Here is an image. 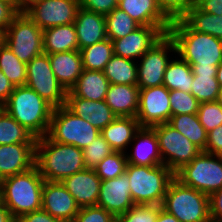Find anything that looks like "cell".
<instances>
[{
	"instance_id": "52a82bcc",
	"label": "cell",
	"mask_w": 222,
	"mask_h": 222,
	"mask_svg": "<svg viewBox=\"0 0 222 222\" xmlns=\"http://www.w3.org/2000/svg\"><path fill=\"white\" fill-rule=\"evenodd\" d=\"M183 185L210 196L222 189V157L201 151L175 173Z\"/></svg>"
},
{
	"instance_id": "cb8c5ba5",
	"label": "cell",
	"mask_w": 222,
	"mask_h": 222,
	"mask_svg": "<svg viewBox=\"0 0 222 222\" xmlns=\"http://www.w3.org/2000/svg\"><path fill=\"white\" fill-rule=\"evenodd\" d=\"M137 85L110 84L105 102L117 117H135L139 107Z\"/></svg>"
},
{
	"instance_id": "5bb4252c",
	"label": "cell",
	"mask_w": 222,
	"mask_h": 222,
	"mask_svg": "<svg viewBox=\"0 0 222 222\" xmlns=\"http://www.w3.org/2000/svg\"><path fill=\"white\" fill-rule=\"evenodd\" d=\"M169 93L164 85L140 89L136 119L141 127L168 123L171 118Z\"/></svg>"
},
{
	"instance_id": "6f0895ef",
	"label": "cell",
	"mask_w": 222,
	"mask_h": 222,
	"mask_svg": "<svg viewBox=\"0 0 222 222\" xmlns=\"http://www.w3.org/2000/svg\"><path fill=\"white\" fill-rule=\"evenodd\" d=\"M5 33L6 31L0 27V47L5 44Z\"/></svg>"
},
{
	"instance_id": "94428289",
	"label": "cell",
	"mask_w": 222,
	"mask_h": 222,
	"mask_svg": "<svg viewBox=\"0 0 222 222\" xmlns=\"http://www.w3.org/2000/svg\"><path fill=\"white\" fill-rule=\"evenodd\" d=\"M3 181H4V179H3V177L0 175V186L3 185Z\"/></svg>"
},
{
	"instance_id": "4fadbf2b",
	"label": "cell",
	"mask_w": 222,
	"mask_h": 222,
	"mask_svg": "<svg viewBox=\"0 0 222 222\" xmlns=\"http://www.w3.org/2000/svg\"><path fill=\"white\" fill-rule=\"evenodd\" d=\"M79 8V0H40L25 13L41 30H44L74 23Z\"/></svg>"
},
{
	"instance_id": "ba28073f",
	"label": "cell",
	"mask_w": 222,
	"mask_h": 222,
	"mask_svg": "<svg viewBox=\"0 0 222 222\" xmlns=\"http://www.w3.org/2000/svg\"><path fill=\"white\" fill-rule=\"evenodd\" d=\"M100 135L90 121L72 113L65 105L54 108L47 136L55 142L84 149Z\"/></svg>"
},
{
	"instance_id": "ac0fdd59",
	"label": "cell",
	"mask_w": 222,
	"mask_h": 222,
	"mask_svg": "<svg viewBox=\"0 0 222 222\" xmlns=\"http://www.w3.org/2000/svg\"><path fill=\"white\" fill-rule=\"evenodd\" d=\"M35 146L36 143L0 145V175L3 179L35 166Z\"/></svg>"
},
{
	"instance_id": "f5cc1de1",
	"label": "cell",
	"mask_w": 222,
	"mask_h": 222,
	"mask_svg": "<svg viewBox=\"0 0 222 222\" xmlns=\"http://www.w3.org/2000/svg\"><path fill=\"white\" fill-rule=\"evenodd\" d=\"M156 222H180V221L174 215L164 210L162 206H159V212Z\"/></svg>"
},
{
	"instance_id": "484cf974",
	"label": "cell",
	"mask_w": 222,
	"mask_h": 222,
	"mask_svg": "<svg viewBox=\"0 0 222 222\" xmlns=\"http://www.w3.org/2000/svg\"><path fill=\"white\" fill-rule=\"evenodd\" d=\"M140 127L139 121L135 117H116L100 131V134L114 151L126 153Z\"/></svg>"
},
{
	"instance_id": "8fae6325",
	"label": "cell",
	"mask_w": 222,
	"mask_h": 222,
	"mask_svg": "<svg viewBox=\"0 0 222 222\" xmlns=\"http://www.w3.org/2000/svg\"><path fill=\"white\" fill-rule=\"evenodd\" d=\"M26 86L33 89L54 108L62 107L66 103L67 91L55 77L46 53L35 56L27 63Z\"/></svg>"
},
{
	"instance_id": "9c48e42d",
	"label": "cell",
	"mask_w": 222,
	"mask_h": 222,
	"mask_svg": "<svg viewBox=\"0 0 222 222\" xmlns=\"http://www.w3.org/2000/svg\"><path fill=\"white\" fill-rule=\"evenodd\" d=\"M5 44L27 64L43 53V30L25 12H20L6 29Z\"/></svg>"
},
{
	"instance_id": "6125c7cd",
	"label": "cell",
	"mask_w": 222,
	"mask_h": 222,
	"mask_svg": "<svg viewBox=\"0 0 222 222\" xmlns=\"http://www.w3.org/2000/svg\"><path fill=\"white\" fill-rule=\"evenodd\" d=\"M112 222H119L116 218Z\"/></svg>"
},
{
	"instance_id": "2e32d148",
	"label": "cell",
	"mask_w": 222,
	"mask_h": 222,
	"mask_svg": "<svg viewBox=\"0 0 222 222\" xmlns=\"http://www.w3.org/2000/svg\"><path fill=\"white\" fill-rule=\"evenodd\" d=\"M42 209L62 222H73L80 207L61 182H44Z\"/></svg>"
},
{
	"instance_id": "8d00e7d4",
	"label": "cell",
	"mask_w": 222,
	"mask_h": 222,
	"mask_svg": "<svg viewBox=\"0 0 222 222\" xmlns=\"http://www.w3.org/2000/svg\"><path fill=\"white\" fill-rule=\"evenodd\" d=\"M105 21L107 38L111 41L123 38L140 27L136 21L118 7L105 15Z\"/></svg>"
},
{
	"instance_id": "91938a15",
	"label": "cell",
	"mask_w": 222,
	"mask_h": 222,
	"mask_svg": "<svg viewBox=\"0 0 222 222\" xmlns=\"http://www.w3.org/2000/svg\"><path fill=\"white\" fill-rule=\"evenodd\" d=\"M2 202V186H0V203Z\"/></svg>"
},
{
	"instance_id": "681fc988",
	"label": "cell",
	"mask_w": 222,
	"mask_h": 222,
	"mask_svg": "<svg viewBox=\"0 0 222 222\" xmlns=\"http://www.w3.org/2000/svg\"><path fill=\"white\" fill-rule=\"evenodd\" d=\"M16 222H62L57 218L51 216L43 209L26 213L22 215Z\"/></svg>"
},
{
	"instance_id": "4dcf8cb0",
	"label": "cell",
	"mask_w": 222,
	"mask_h": 222,
	"mask_svg": "<svg viewBox=\"0 0 222 222\" xmlns=\"http://www.w3.org/2000/svg\"><path fill=\"white\" fill-rule=\"evenodd\" d=\"M104 74L110 84L137 85V61L114 54L106 64Z\"/></svg>"
},
{
	"instance_id": "816d5d0a",
	"label": "cell",
	"mask_w": 222,
	"mask_h": 222,
	"mask_svg": "<svg viewBox=\"0 0 222 222\" xmlns=\"http://www.w3.org/2000/svg\"><path fill=\"white\" fill-rule=\"evenodd\" d=\"M14 90V86L0 70V104L3 106Z\"/></svg>"
},
{
	"instance_id": "7c38bea8",
	"label": "cell",
	"mask_w": 222,
	"mask_h": 222,
	"mask_svg": "<svg viewBox=\"0 0 222 222\" xmlns=\"http://www.w3.org/2000/svg\"><path fill=\"white\" fill-rule=\"evenodd\" d=\"M175 54V43L166 33L137 61V86L145 89L163 85L166 66Z\"/></svg>"
},
{
	"instance_id": "f907efd6",
	"label": "cell",
	"mask_w": 222,
	"mask_h": 222,
	"mask_svg": "<svg viewBox=\"0 0 222 222\" xmlns=\"http://www.w3.org/2000/svg\"><path fill=\"white\" fill-rule=\"evenodd\" d=\"M195 5L206 13L222 15V0H195Z\"/></svg>"
},
{
	"instance_id": "6da1fadb",
	"label": "cell",
	"mask_w": 222,
	"mask_h": 222,
	"mask_svg": "<svg viewBox=\"0 0 222 222\" xmlns=\"http://www.w3.org/2000/svg\"><path fill=\"white\" fill-rule=\"evenodd\" d=\"M173 39L176 55L193 71L216 70L222 63V40L193 31L181 18L172 20L167 32Z\"/></svg>"
},
{
	"instance_id": "836d02e7",
	"label": "cell",
	"mask_w": 222,
	"mask_h": 222,
	"mask_svg": "<svg viewBox=\"0 0 222 222\" xmlns=\"http://www.w3.org/2000/svg\"><path fill=\"white\" fill-rule=\"evenodd\" d=\"M80 53L83 69L104 71L106 64L114 55L113 43L107 38L96 44L80 49Z\"/></svg>"
},
{
	"instance_id": "7dc6e473",
	"label": "cell",
	"mask_w": 222,
	"mask_h": 222,
	"mask_svg": "<svg viewBox=\"0 0 222 222\" xmlns=\"http://www.w3.org/2000/svg\"><path fill=\"white\" fill-rule=\"evenodd\" d=\"M205 152L222 157V124L207 133Z\"/></svg>"
},
{
	"instance_id": "44dd1931",
	"label": "cell",
	"mask_w": 222,
	"mask_h": 222,
	"mask_svg": "<svg viewBox=\"0 0 222 222\" xmlns=\"http://www.w3.org/2000/svg\"><path fill=\"white\" fill-rule=\"evenodd\" d=\"M65 106L75 115L90 121V123L100 131L117 117L105 100L92 101L79 98L70 90L67 91L66 94Z\"/></svg>"
},
{
	"instance_id": "9a60e30c",
	"label": "cell",
	"mask_w": 222,
	"mask_h": 222,
	"mask_svg": "<svg viewBox=\"0 0 222 222\" xmlns=\"http://www.w3.org/2000/svg\"><path fill=\"white\" fill-rule=\"evenodd\" d=\"M169 28L170 26H140L127 36L112 41L114 54L138 61Z\"/></svg>"
},
{
	"instance_id": "f35d334b",
	"label": "cell",
	"mask_w": 222,
	"mask_h": 222,
	"mask_svg": "<svg viewBox=\"0 0 222 222\" xmlns=\"http://www.w3.org/2000/svg\"><path fill=\"white\" fill-rule=\"evenodd\" d=\"M112 152H114V150L100 134L90 145L83 149V159L86 169H95L97 164Z\"/></svg>"
},
{
	"instance_id": "f546056e",
	"label": "cell",
	"mask_w": 222,
	"mask_h": 222,
	"mask_svg": "<svg viewBox=\"0 0 222 222\" xmlns=\"http://www.w3.org/2000/svg\"><path fill=\"white\" fill-rule=\"evenodd\" d=\"M180 18L193 31L206 33L222 40V15L206 13L194 4Z\"/></svg>"
},
{
	"instance_id": "1f68e13d",
	"label": "cell",
	"mask_w": 222,
	"mask_h": 222,
	"mask_svg": "<svg viewBox=\"0 0 222 222\" xmlns=\"http://www.w3.org/2000/svg\"><path fill=\"white\" fill-rule=\"evenodd\" d=\"M168 124L187 137L201 151H205L207 132L200 123L197 114H180L171 116Z\"/></svg>"
},
{
	"instance_id": "4316f807",
	"label": "cell",
	"mask_w": 222,
	"mask_h": 222,
	"mask_svg": "<svg viewBox=\"0 0 222 222\" xmlns=\"http://www.w3.org/2000/svg\"><path fill=\"white\" fill-rule=\"evenodd\" d=\"M109 86L110 82L105 77L104 71L83 69L70 91L79 98L102 101L105 100Z\"/></svg>"
},
{
	"instance_id": "d6986e66",
	"label": "cell",
	"mask_w": 222,
	"mask_h": 222,
	"mask_svg": "<svg viewBox=\"0 0 222 222\" xmlns=\"http://www.w3.org/2000/svg\"><path fill=\"white\" fill-rule=\"evenodd\" d=\"M134 147L126 152L127 163L139 166L162 165L156 132L152 127H140L132 140Z\"/></svg>"
},
{
	"instance_id": "ffe728a7",
	"label": "cell",
	"mask_w": 222,
	"mask_h": 222,
	"mask_svg": "<svg viewBox=\"0 0 222 222\" xmlns=\"http://www.w3.org/2000/svg\"><path fill=\"white\" fill-rule=\"evenodd\" d=\"M61 183L80 208L97 205L102 181L94 169H84L65 178Z\"/></svg>"
},
{
	"instance_id": "ab89813d",
	"label": "cell",
	"mask_w": 222,
	"mask_h": 222,
	"mask_svg": "<svg viewBox=\"0 0 222 222\" xmlns=\"http://www.w3.org/2000/svg\"><path fill=\"white\" fill-rule=\"evenodd\" d=\"M171 116L180 114H197L200 102L191 93L172 90L169 93Z\"/></svg>"
},
{
	"instance_id": "f6af8a7d",
	"label": "cell",
	"mask_w": 222,
	"mask_h": 222,
	"mask_svg": "<svg viewBox=\"0 0 222 222\" xmlns=\"http://www.w3.org/2000/svg\"><path fill=\"white\" fill-rule=\"evenodd\" d=\"M79 3L80 7L104 16L118 7L116 0H79Z\"/></svg>"
},
{
	"instance_id": "7bdbcfd3",
	"label": "cell",
	"mask_w": 222,
	"mask_h": 222,
	"mask_svg": "<svg viewBox=\"0 0 222 222\" xmlns=\"http://www.w3.org/2000/svg\"><path fill=\"white\" fill-rule=\"evenodd\" d=\"M116 217L100 206L81 207L73 222H112Z\"/></svg>"
},
{
	"instance_id": "3957f363",
	"label": "cell",
	"mask_w": 222,
	"mask_h": 222,
	"mask_svg": "<svg viewBox=\"0 0 222 222\" xmlns=\"http://www.w3.org/2000/svg\"><path fill=\"white\" fill-rule=\"evenodd\" d=\"M3 108L36 138L48 134L54 107L28 86L14 87Z\"/></svg>"
},
{
	"instance_id": "680465c9",
	"label": "cell",
	"mask_w": 222,
	"mask_h": 222,
	"mask_svg": "<svg viewBox=\"0 0 222 222\" xmlns=\"http://www.w3.org/2000/svg\"><path fill=\"white\" fill-rule=\"evenodd\" d=\"M221 106H222V87L219 88L217 100H216Z\"/></svg>"
},
{
	"instance_id": "60d3db41",
	"label": "cell",
	"mask_w": 222,
	"mask_h": 222,
	"mask_svg": "<svg viewBox=\"0 0 222 222\" xmlns=\"http://www.w3.org/2000/svg\"><path fill=\"white\" fill-rule=\"evenodd\" d=\"M197 115L207 133L222 124V106L217 101L200 103Z\"/></svg>"
},
{
	"instance_id": "74e56055",
	"label": "cell",
	"mask_w": 222,
	"mask_h": 222,
	"mask_svg": "<svg viewBox=\"0 0 222 222\" xmlns=\"http://www.w3.org/2000/svg\"><path fill=\"white\" fill-rule=\"evenodd\" d=\"M126 166V153L114 151L98 163L94 171L97 173L101 181H104L124 175Z\"/></svg>"
},
{
	"instance_id": "db71d44e",
	"label": "cell",
	"mask_w": 222,
	"mask_h": 222,
	"mask_svg": "<svg viewBox=\"0 0 222 222\" xmlns=\"http://www.w3.org/2000/svg\"><path fill=\"white\" fill-rule=\"evenodd\" d=\"M0 222H16L3 202L0 203Z\"/></svg>"
},
{
	"instance_id": "7402d4cb",
	"label": "cell",
	"mask_w": 222,
	"mask_h": 222,
	"mask_svg": "<svg viewBox=\"0 0 222 222\" xmlns=\"http://www.w3.org/2000/svg\"><path fill=\"white\" fill-rule=\"evenodd\" d=\"M78 50L107 39L105 16L82 7L74 21Z\"/></svg>"
},
{
	"instance_id": "30bf717a",
	"label": "cell",
	"mask_w": 222,
	"mask_h": 222,
	"mask_svg": "<svg viewBox=\"0 0 222 222\" xmlns=\"http://www.w3.org/2000/svg\"><path fill=\"white\" fill-rule=\"evenodd\" d=\"M156 132L163 164L174 174L190 163L201 150L168 123L152 126Z\"/></svg>"
},
{
	"instance_id": "ee69618b",
	"label": "cell",
	"mask_w": 222,
	"mask_h": 222,
	"mask_svg": "<svg viewBox=\"0 0 222 222\" xmlns=\"http://www.w3.org/2000/svg\"><path fill=\"white\" fill-rule=\"evenodd\" d=\"M159 7L171 19L180 18L192 5L195 0H157Z\"/></svg>"
},
{
	"instance_id": "d4e9b609",
	"label": "cell",
	"mask_w": 222,
	"mask_h": 222,
	"mask_svg": "<svg viewBox=\"0 0 222 222\" xmlns=\"http://www.w3.org/2000/svg\"><path fill=\"white\" fill-rule=\"evenodd\" d=\"M48 57L58 82L69 91L83 70L80 50L48 54Z\"/></svg>"
},
{
	"instance_id": "83f0119b",
	"label": "cell",
	"mask_w": 222,
	"mask_h": 222,
	"mask_svg": "<svg viewBox=\"0 0 222 222\" xmlns=\"http://www.w3.org/2000/svg\"><path fill=\"white\" fill-rule=\"evenodd\" d=\"M78 50L74 23L43 30V53L54 54Z\"/></svg>"
},
{
	"instance_id": "8992f818",
	"label": "cell",
	"mask_w": 222,
	"mask_h": 222,
	"mask_svg": "<svg viewBox=\"0 0 222 222\" xmlns=\"http://www.w3.org/2000/svg\"><path fill=\"white\" fill-rule=\"evenodd\" d=\"M162 208L180 222H211L209 196L176 178L168 185Z\"/></svg>"
},
{
	"instance_id": "603a6c76",
	"label": "cell",
	"mask_w": 222,
	"mask_h": 222,
	"mask_svg": "<svg viewBox=\"0 0 222 222\" xmlns=\"http://www.w3.org/2000/svg\"><path fill=\"white\" fill-rule=\"evenodd\" d=\"M118 8L140 26H170L172 20L159 7L157 0H122Z\"/></svg>"
},
{
	"instance_id": "9f6ffc18",
	"label": "cell",
	"mask_w": 222,
	"mask_h": 222,
	"mask_svg": "<svg viewBox=\"0 0 222 222\" xmlns=\"http://www.w3.org/2000/svg\"><path fill=\"white\" fill-rule=\"evenodd\" d=\"M216 78L219 86L222 87V63L216 68Z\"/></svg>"
},
{
	"instance_id": "c3c4849f",
	"label": "cell",
	"mask_w": 222,
	"mask_h": 222,
	"mask_svg": "<svg viewBox=\"0 0 222 222\" xmlns=\"http://www.w3.org/2000/svg\"><path fill=\"white\" fill-rule=\"evenodd\" d=\"M210 218L212 222H222V189L209 196Z\"/></svg>"
},
{
	"instance_id": "bcb514c9",
	"label": "cell",
	"mask_w": 222,
	"mask_h": 222,
	"mask_svg": "<svg viewBox=\"0 0 222 222\" xmlns=\"http://www.w3.org/2000/svg\"><path fill=\"white\" fill-rule=\"evenodd\" d=\"M19 13L16 1L0 0V27L6 31L7 27Z\"/></svg>"
},
{
	"instance_id": "e575fe53",
	"label": "cell",
	"mask_w": 222,
	"mask_h": 222,
	"mask_svg": "<svg viewBox=\"0 0 222 222\" xmlns=\"http://www.w3.org/2000/svg\"><path fill=\"white\" fill-rule=\"evenodd\" d=\"M37 138L20 125L3 108L0 111V145L16 143H36Z\"/></svg>"
},
{
	"instance_id": "b9f144b4",
	"label": "cell",
	"mask_w": 222,
	"mask_h": 222,
	"mask_svg": "<svg viewBox=\"0 0 222 222\" xmlns=\"http://www.w3.org/2000/svg\"><path fill=\"white\" fill-rule=\"evenodd\" d=\"M159 205H134L116 217L119 222H156Z\"/></svg>"
},
{
	"instance_id": "f1b7e54d",
	"label": "cell",
	"mask_w": 222,
	"mask_h": 222,
	"mask_svg": "<svg viewBox=\"0 0 222 222\" xmlns=\"http://www.w3.org/2000/svg\"><path fill=\"white\" fill-rule=\"evenodd\" d=\"M193 78L192 67L175 54L166 66L163 85L169 91L181 90L190 93Z\"/></svg>"
},
{
	"instance_id": "5b68a950",
	"label": "cell",
	"mask_w": 222,
	"mask_h": 222,
	"mask_svg": "<svg viewBox=\"0 0 222 222\" xmlns=\"http://www.w3.org/2000/svg\"><path fill=\"white\" fill-rule=\"evenodd\" d=\"M131 198L135 205L162 206L170 182L175 174L164 164L139 166L127 163Z\"/></svg>"
},
{
	"instance_id": "d590c367",
	"label": "cell",
	"mask_w": 222,
	"mask_h": 222,
	"mask_svg": "<svg viewBox=\"0 0 222 222\" xmlns=\"http://www.w3.org/2000/svg\"><path fill=\"white\" fill-rule=\"evenodd\" d=\"M0 70L14 87L26 85L27 64L20 61L6 44L0 47Z\"/></svg>"
},
{
	"instance_id": "277c9868",
	"label": "cell",
	"mask_w": 222,
	"mask_h": 222,
	"mask_svg": "<svg viewBox=\"0 0 222 222\" xmlns=\"http://www.w3.org/2000/svg\"><path fill=\"white\" fill-rule=\"evenodd\" d=\"M44 182L36 166L4 179L2 202L15 220L26 213L42 209Z\"/></svg>"
},
{
	"instance_id": "e0dca14e",
	"label": "cell",
	"mask_w": 222,
	"mask_h": 222,
	"mask_svg": "<svg viewBox=\"0 0 222 222\" xmlns=\"http://www.w3.org/2000/svg\"><path fill=\"white\" fill-rule=\"evenodd\" d=\"M129 188V178L122 176L101 183L97 206L103 207L115 217L126 213L134 206Z\"/></svg>"
},
{
	"instance_id": "11a10c76",
	"label": "cell",
	"mask_w": 222,
	"mask_h": 222,
	"mask_svg": "<svg viewBox=\"0 0 222 222\" xmlns=\"http://www.w3.org/2000/svg\"><path fill=\"white\" fill-rule=\"evenodd\" d=\"M40 0H16V7L19 12H25L34 3Z\"/></svg>"
},
{
	"instance_id": "7a4b0ae2",
	"label": "cell",
	"mask_w": 222,
	"mask_h": 222,
	"mask_svg": "<svg viewBox=\"0 0 222 222\" xmlns=\"http://www.w3.org/2000/svg\"><path fill=\"white\" fill-rule=\"evenodd\" d=\"M83 149L52 141L47 135L39 137L35 146V166L46 181L62 182L86 169Z\"/></svg>"
},
{
	"instance_id": "d6a6232c",
	"label": "cell",
	"mask_w": 222,
	"mask_h": 222,
	"mask_svg": "<svg viewBox=\"0 0 222 222\" xmlns=\"http://www.w3.org/2000/svg\"><path fill=\"white\" fill-rule=\"evenodd\" d=\"M216 74V70L193 71L194 78L190 93L200 103L217 100L220 86Z\"/></svg>"
}]
</instances>
